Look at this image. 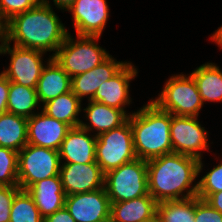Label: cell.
<instances>
[{
    "mask_svg": "<svg viewBox=\"0 0 222 222\" xmlns=\"http://www.w3.org/2000/svg\"><path fill=\"white\" fill-rule=\"evenodd\" d=\"M202 159L170 153L147 160L149 194L158 202L197 196L196 180L203 170ZM186 192V194H185Z\"/></svg>",
    "mask_w": 222,
    "mask_h": 222,
    "instance_id": "6da1fadb",
    "label": "cell"
},
{
    "mask_svg": "<svg viewBox=\"0 0 222 222\" xmlns=\"http://www.w3.org/2000/svg\"><path fill=\"white\" fill-rule=\"evenodd\" d=\"M68 30L53 11L49 0L40 2L30 10L17 14L9 20V43L38 50L52 52L53 58L63 44Z\"/></svg>",
    "mask_w": 222,
    "mask_h": 222,
    "instance_id": "7a4b0ae2",
    "label": "cell"
},
{
    "mask_svg": "<svg viewBox=\"0 0 222 222\" xmlns=\"http://www.w3.org/2000/svg\"><path fill=\"white\" fill-rule=\"evenodd\" d=\"M137 158L150 160L172 153L170 140L171 114L152 101L129 116Z\"/></svg>",
    "mask_w": 222,
    "mask_h": 222,
    "instance_id": "3957f363",
    "label": "cell"
},
{
    "mask_svg": "<svg viewBox=\"0 0 222 222\" xmlns=\"http://www.w3.org/2000/svg\"><path fill=\"white\" fill-rule=\"evenodd\" d=\"M99 39L100 36L79 35L74 39L68 33L53 59L71 78L83 74L92 70L110 56L109 52L96 42Z\"/></svg>",
    "mask_w": 222,
    "mask_h": 222,
    "instance_id": "277c9868",
    "label": "cell"
},
{
    "mask_svg": "<svg viewBox=\"0 0 222 222\" xmlns=\"http://www.w3.org/2000/svg\"><path fill=\"white\" fill-rule=\"evenodd\" d=\"M150 101L172 115L187 117H198L204 105L193 76L182 73L166 80L158 97Z\"/></svg>",
    "mask_w": 222,
    "mask_h": 222,
    "instance_id": "5b68a950",
    "label": "cell"
},
{
    "mask_svg": "<svg viewBox=\"0 0 222 222\" xmlns=\"http://www.w3.org/2000/svg\"><path fill=\"white\" fill-rule=\"evenodd\" d=\"M104 187L111 203L149 194L147 161L136 158L105 174Z\"/></svg>",
    "mask_w": 222,
    "mask_h": 222,
    "instance_id": "8992f818",
    "label": "cell"
},
{
    "mask_svg": "<svg viewBox=\"0 0 222 222\" xmlns=\"http://www.w3.org/2000/svg\"><path fill=\"white\" fill-rule=\"evenodd\" d=\"M136 158L129 119L119 127L97 136L95 159L104 174Z\"/></svg>",
    "mask_w": 222,
    "mask_h": 222,
    "instance_id": "52a82bcc",
    "label": "cell"
},
{
    "mask_svg": "<svg viewBox=\"0 0 222 222\" xmlns=\"http://www.w3.org/2000/svg\"><path fill=\"white\" fill-rule=\"evenodd\" d=\"M59 151L27 144L18 152V186L27 190L39 180L59 175Z\"/></svg>",
    "mask_w": 222,
    "mask_h": 222,
    "instance_id": "ba28073f",
    "label": "cell"
},
{
    "mask_svg": "<svg viewBox=\"0 0 222 222\" xmlns=\"http://www.w3.org/2000/svg\"><path fill=\"white\" fill-rule=\"evenodd\" d=\"M208 132L199 124L198 117L171 114L170 140L172 153L202 159V151L208 149Z\"/></svg>",
    "mask_w": 222,
    "mask_h": 222,
    "instance_id": "9c48e42d",
    "label": "cell"
},
{
    "mask_svg": "<svg viewBox=\"0 0 222 222\" xmlns=\"http://www.w3.org/2000/svg\"><path fill=\"white\" fill-rule=\"evenodd\" d=\"M1 54L10 55V64L1 72L10 82L22 86L36 88L40 75L46 66L43 63L44 52L22 48L10 43L2 50Z\"/></svg>",
    "mask_w": 222,
    "mask_h": 222,
    "instance_id": "30bf717a",
    "label": "cell"
},
{
    "mask_svg": "<svg viewBox=\"0 0 222 222\" xmlns=\"http://www.w3.org/2000/svg\"><path fill=\"white\" fill-rule=\"evenodd\" d=\"M65 208L75 222H109L111 201L105 187L92 192L65 196Z\"/></svg>",
    "mask_w": 222,
    "mask_h": 222,
    "instance_id": "8fae6325",
    "label": "cell"
},
{
    "mask_svg": "<svg viewBox=\"0 0 222 222\" xmlns=\"http://www.w3.org/2000/svg\"><path fill=\"white\" fill-rule=\"evenodd\" d=\"M67 11L79 36L101 37L110 15L106 0H76Z\"/></svg>",
    "mask_w": 222,
    "mask_h": 222,
    "instance_id": "7c38bea8",
    "label": "cell"
},
{
    "mask_svg": "<svg viewBox=\"0 0 222 222\" xmlns=\"http://www.w3.org/2000/svg\"><path fill=\"white\" fill-rule=\"evenodd\" d=\"M59 174L65 196L92 192L104 187L105 174L97 163L61 164Z\"/></svg>",
    "mask_w": 222,
    "mask_h": 222,
    "instance_id": "4fadbf2b",
    "label": "cell"
},
{
    "mask_svg": "<svg viewBox=\"0 0 222 222\" xmlns=\"http://www.w3.org/2000/svg\"><path fill=\"white\" fill-rule=\"evenodd\" d=\"M71 127L42 110L28 118L27 144L58 151Z\"/></svg>",
    "mask_w": 222,
    "mask_h": 222,
    "instance_id": "5bb4252c",
    "label": "cell"
},
{
    "mask_svg": "<svg viewBox=\"0 0 222 222\" xmlns=\"http://www.w3.org/2000/svg\"><path fill=\"white\" fill-rule=\"evenodd\" d=\"M135 67L128 61L115 76L100 85L92 101L126 111V105L129 106L132 101L129 95L130 82L138 76Z\"/></svg>",
    "mask_w": 222,
    "mask_h": 222,
    "instance_id": "9a60e30c",
    "label": "cell"
},
{
    "mask_svg": "<svg viewBox=\"0 0 222 222\" xmlns=\"http://www.w3.org/2000/svg\"><path fill=\"white\" fill-rule=\"evenodd\" d=\"M90 134L89 131L82 129L80 126L71 128L67 132L58 150L61 164L96 163L95 145L97 136Z\"/></svg>",
    "mask_w": 222,
    "mask_h": 222,
    "instance_id": "2e32d148",
    "label": "cell"
},
{
    "mask_svg": "<svg viewBox=\"0 0 222 222\" xmlns=\"http://www.w3.org/2000/svg\"><path fill=\"white\" fill-rule=\"evenodd\" d=\"M128 62L117 61L110 55L101 64L83 74L71 78V91L82 101L92 100L97 89L106 80L115 76Z\"/></svg>",
    "mask_w": 222,
    "mask_h": 222,
    "instance_id": "e0dca14e",
    "label": "cell"
},
{
    "mask_svg": "<svg viewBox=\"0 0 222 222\" xmlns=\"http://www.w3.org/2000/svg\"><path fill=\"white\" fill-rule=\"evenodd\" d=\"M32 197L40 215L44 218L65 205V193L60 174L39 180L26 190Z\"/></svg>",
    "mask_w": 222,
    "mask_h": 222,
    "instance_id": "ac0fdd59",
    "label": "cell"
},
{
    "mask_svg": "<svg viewBox=\"0 0 222 222\" xmlns=\"http://www.w3.org/2000/svg\"><path fill=\"white\" fill-rule=\"evenodd\" d=\"M83 110V112H85L86 121L88 119L90 123L81 121L80 127L90 133L91 131H96V136L103 132L110 131L113 128L119 127L124 124L131 115L130 113H127V111L110 107L92 100L88 101V106Z\"/></svg>",
    "mask_w": 222,
    "mask_h": 222,
    "instance_id": "d6986e66",
    "label": "cell"
},
{
    "mask_svg": "<svg viewBox=\"0 0 222 222\" xmlns=\"http://www.w3.org/2000/svg\"><path fill=\"white\" fill-rule=\"evenodd\" d=\"M36 86L40 105L71 91V77L50 56ZM42 102V103H41Z\"/></svg>",
    "mask_w": 222,
    "mask_h": 222,
    "instance_id": "ffe728a7",
    "label": "cell"
},
{
    "mask_svg": "<svg viewBox=\"0 0 222 222\" xmlns=\"http://www.w3.org/2000/svg\"><path fill=\"white\" fill-rule=\"evenodd\" d=\"M158 202L150 195L111 203L112 222H145L157 215Z\"/></svg>",
    "mask_w": 222,
    "mask_h": 222,
    "instance_id": "44dd1931",
    "label": "cell"
},
{
    "mask_svg": "<svg viewBox=\"0 0 222 222\" xmlns=\"http://www.w3.org/2000/svg\"><path fill=\"white\" fill-rule=\"evenodd\" d=\"M196 83L203 104L222 102V70L215 63H205L190 73Z\"/></svg>",
    "mask_w": 222,
    "mask_h": 222,
    "instance_id": "7402d4cb",
    "label": "cell"
},
{
    "mask_svg": "<svg viewBox=\"0 0 222 222\" xmlns=\"http://www.w3.org/2000/svg\"><path fill=\"white\" fill-rule=\"evenodd\" d=\"M28 118L4 113L0 115V147L19 152L27 145Z\"/></svg>",
    "mask_w": 222,
    "mask_h": 222,
    "instance_id": "603a6c76",
    "label": "cell"
},
{
    "mask_svg": "<svg viewBox=\"0 0 222 222\" xmlns=\"http://www.w3.org/2000/svg\"><path fill=\"white\" fill-rule=\"evenodd\" d=\"M81 100L72 92H66L60 96L42 104V111L56 120L68 124L71 128L79 127L78 118L81 112Z\"/></svg>",
    "mask_w": 222,
    "mask_h": 222,
    "instance_id": "cb8c5ba5",
    "label": "cell"
},
{
    "mask_svg": "<svg viewBox=\"0 0 222 222\" xmlns=\"http://www.w3.org/2000/svg\"><path fill=\"white\" fill-rule=\"evenodd\" d=\"M39 104L36 88L10 82L7 101L8 113L30 118L36 114V110L34 109H36L37 106L41 108Z\"/></svg>",
    "mask_w": 222,
    "mask_h": 222,
    "instance_id": "d4e9b609",
    "label": "cell"
},
{
    "mask_svg": "<svg viewBox=\"0 0 222 222\" xmlns=\"http://www.w3.org/2000/svg\"><path fill=\"white\" fill-rule=\"evenodd\" d=\"M157 216L161 222H195V197L160 202Z\"/></svg>",
    "mask_w": 222,
    "mask_h": 222,
    "instance_id": "484cf974",
    "label": "cell"
},
{
    "mask_svg": "<svg viewBox=\"0 0 222 222\" xmlns=\"http://www.w3.org/2000/svg\"><path fill=\"white\" fill-rule=\"evenodd\" d=\"M10 222H43L33 197L26 190H20L15 195L11 205Z\"/></svg>",
    "mask_w": 222,
    "mask_h": 222,
    "instance_id": "4316f807",
    "label": "cell"
},
{
    "mask_svg": "<svg viewBox=\"0 0 222 222\" xmlns=\"http://www.w3.org/2000/svg\"><path fill=\"white\" fill-rule=\"evenodd\" d=\"M0 185L18 186V152L0 147Z\"/></svg>",
    "mask_w": 222,
    "mask_h": 222,
    "instance_id": "83f0119b",
    "label": "cell"
},
{
    "mask_svg": "<svg viewBox=\"0 0 222 222\" xmlns=\"http://www.w3.org/2000/svg\"><path fill=\"white\" fill-rule=\"evenodd\" d=\"M198 181L197 197L205 200L210 194L222 191V161Z\"/></svg>",
    "mask_w": 222,
    "mask_h": 222,
    "instance_id": "f1b7e54d",
    "label": "cell"
},
{
    "mask_svg": "<svg viewBox=\"0 0 222 222\" xmlns=\"http://www.w3.org/2000/svg\"><path fill=\"white\" fill-rule=\"evenodd\" d=\"M40 0H0V11L10 20L17 14L35 7Z\"/></svg>",
    "mask_w": 222,
    "mask_h": 222,
    "instance_id": "f546056e",
    "label": "cell"
},
{
    "mask_svg": "<svg viewBox=\"0 0 222 222\" xmlns=\"http://www.w3.org/2000/svg\"><path fill=\"white\" fill-rule=\"evenodd\" d=\"M195 222H222V214L205 200L195 196Z\"/></svg>",
    "mask_w": 222,
    "mask_h": 222,
    "instance_id": "4dcf8cb0",
    "label": "cell"
},
{
    "mask_svg": "<svg viewBox=\"0 0 222 222\" xmlns=\"http://www.w3.org/2000/svg\"><path fill=\"white\" fill-rule=\"evenodd\" d=\"M19 186L0 185V222H10L11 205Z\"/></svg>",
    "mask_w": 222,
    "mask_h": 222,
    "instance_id": "1f68e13d",
    "label": "cell"
},
{
    "mask_svg": "<svg viewBox=\"0 0 222 222\" xmlns=\"http://www.w3.org/2000/svg\"><path fill=\"white\" fill-rule=\"evenodd\" d=\"M10 81L0 73V115L7 112Z\"/></svg>",
    "mask_w": 222,
    "mask_h": 222,
    "instance_id": "d6a6232c",
    "label": "cell"
},
{
    "mask_svg": "<svg viewBox=\"0 0 222 222\" xmlns=\"http://www.w3.org/2000/svg\"><path fill=\"white\" fill-rule=\"evenodd\" d=\"M0 53L9 44V19L0 11Z\"/></svg>",
    "mask_w": 222,
    "mask_h": 222,
    "instance_id": "836d02e7",
    "label": "cell"
},
{
    "mask_svg": "<svg viewBox=\"0 0 222 222\" xmlns=\"http://www.w3.org/2000/svg\"><path fill=\"white\" fill-rule=\"evenodd\" d=\"M43 222H75V220L64 206L60 210H57L55 213L44 217Z\"/></svg>",
    "mask_w": 222,
    "mask_h": 222,
    "instance_id": "e575fe53",
    "label": "cell"
},
{
    "mask_svg": "<svg viewBox=\"0 0 222 222\" xmlns=\"http://www.w3.org/2000/svg\"><path fill=\"white\" fill-rule=\"evenodd\" d=\"M205 201L222 214V191L210 194Z\"/></svg>",
    "mask_w": 222,
    "mask_h": 222,
    "instance_id": "d590c367",
    "label": "cell"
},
{
    "mask_svg": "<svg viewBox=\"0 0 222 222\" xmlns=\"http://www.w3.org/2000/svg\"><path fill=\"white\" fill-rule=\"evenodd\" d=\"M75 1L76 0H53L52 2H54L53 5H55L57 9L59 8L60 10L67 11Z\"/></svg>",
    "mask_w": 222,
    "mask_h": 222,
    "instance_id": "8d00e7d4",
    "label": "cell"
},
{
    "mask_svg": "<svg viewBox=\"0 0 222 222\" xmlns=\"http://www.w3.org/2000/svg\"><path fill=\"white\" fill-rule=\"evenodd\" d=\"M210 39L222 49V25L217 30H215L212 36H210Z\"/></svg>",
    "mask_w": 222,
    "mask_h": 222,
    "instance_id": "74e56055",
    "label": "cell"
},
{
    "mask_svg": "<svg viewBox=\"0 0 222 222\" xmlns=\"http://www.w3.org/2000/svg\"><path fill=\"white\" fill-rule=\"evenodd\" d=\"M145 222H161V221H160V218L156 215L151 220H148V221H145Z\"/></svg>",
    "mask_w": 222,
    "mask_h": 222,
    "instance_id": "f35d334b",
    "label": "cell"
}]
</instances>
